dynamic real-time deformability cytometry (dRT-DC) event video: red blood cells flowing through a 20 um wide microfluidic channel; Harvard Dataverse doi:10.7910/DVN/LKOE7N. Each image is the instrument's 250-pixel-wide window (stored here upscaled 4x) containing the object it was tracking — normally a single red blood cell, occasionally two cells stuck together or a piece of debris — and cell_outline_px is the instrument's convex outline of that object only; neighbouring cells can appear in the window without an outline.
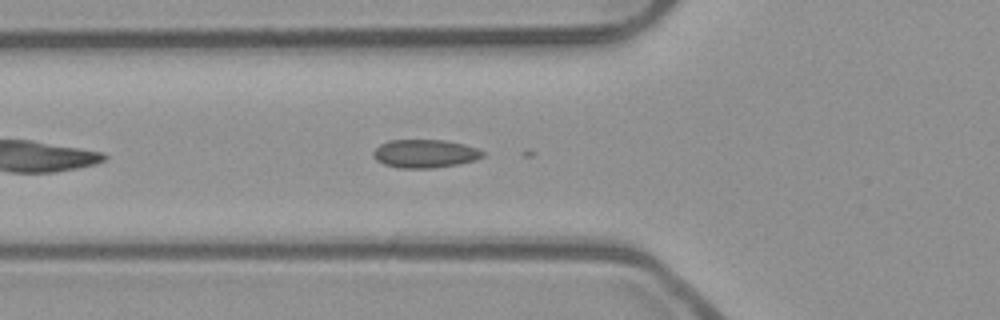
{"species": "common noctule bat (a hibernating species)", "species_latin": "Nyctalus noctula", "temperature_condition": "room temperature", "stored_images_in_passage": 39, "camera_frame_rate_fps": 3000, "um_per_image_px": 0.085, "animal": {"sex": "male", "body_mass_g": 23.1, "forearm_length_mm": 52.7}, "frame": {"image": 1, "passage_image": 5, "time_ms": 1.333, "image_size_px": [1000, 320], "cell_outline_px": [[484, 156], [476, 160], [456, 164], [432, 168], [400, 168], [384, 164], [376, 160], [372, 156], [372, 152], [380, 144], [392, 140], [444, 140], [464, 144], [476, 148], [484, 152]], "centroid_in_image_um": [36.1, 13.06], "position_along_channel_um": 89.7, "area_um2": 17.98}}
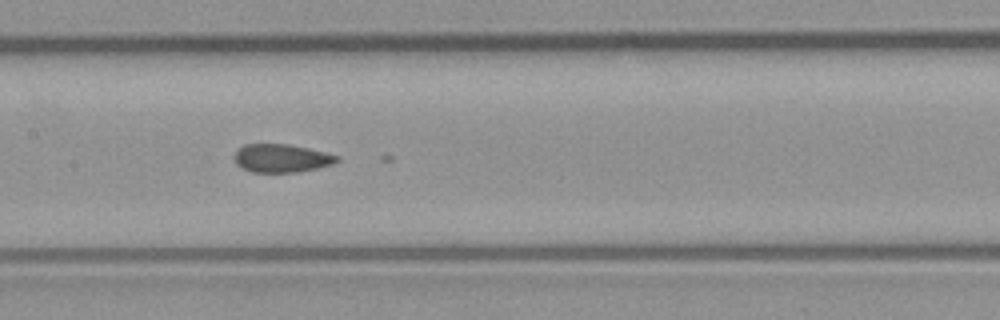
{"frame": {"image": 2, "passage_image": 12, "time_ms": 3.667, "image_size_px": [1000, 320], "cell_outline_px": [[340, 160], [332, 164], [300, 172], [252, 172], [236, 164], [232, 160], [232, 156], [244, 144], [288, 144], [308, 148], [340, 156]], "centroid_in_image_um": [23.91, 13.45], "position_along_channel_um": 183.5, "area_um2": 16.94}}
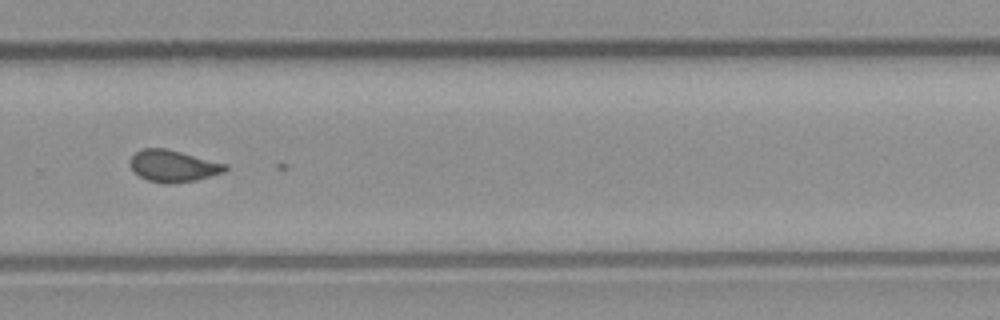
{"frame": {"image": 3, "passage_image": 22, "time_ms": 7.0, "image_size_px": [1000, 320], "cell_outline_px": [[228, 168], [224, 172], [196, 180], [168, 184], [164, 184], [148, 180], [132, 172], [128, 164], [132, 156], [136, 152], [144, 148], [164, 148], [228, 164]], "centroid_in_image_um": [14.69, 14.12], "position_along_channel_um": 315.1, "area_um2": 17.63}}